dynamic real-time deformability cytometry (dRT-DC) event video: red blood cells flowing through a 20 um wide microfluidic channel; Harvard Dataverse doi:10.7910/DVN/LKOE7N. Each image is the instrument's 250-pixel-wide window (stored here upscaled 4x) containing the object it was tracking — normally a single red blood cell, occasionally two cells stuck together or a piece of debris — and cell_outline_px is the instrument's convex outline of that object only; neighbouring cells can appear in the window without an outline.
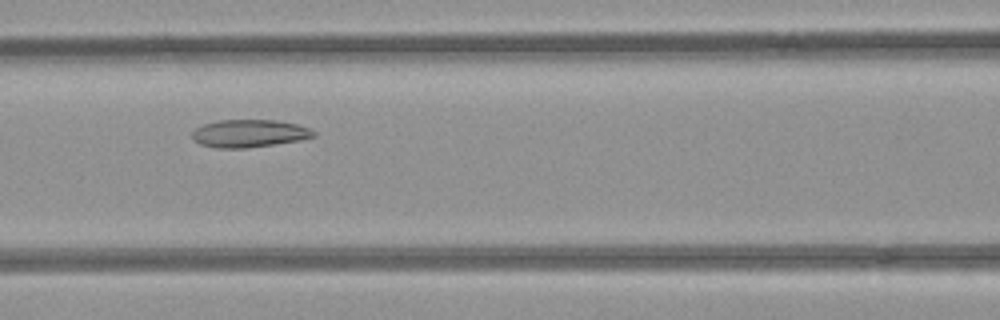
{"species": "common noctule bat (a hibernating species)", "species_latin": "Nyctalus noctula", "temperature_condition": "room temperature", "stored_images_in_passage": 6, "camera_frame_rate_fps": 3000, "um_per_image_px": 0.085, "animal": {"sex": "female", "body_mass_g": 21.9}, "frame": {"image": 1, "passage_image": 3, "time_ms": 0.667, "image_size_px": [1000, 320], "cell_outline_px": [[316, 136], [300, 140], [244, 148], [216, 148], [200, 144], [192, 140], [192, 132], [196, 128], [204, 124], [220, 120], [276, 120], [296, 124], [308, 128], [316, 132]], "centroid_in_image_um": [21.16, 11.34], "position_along_channel_um": 145.4, "area_um2": 19.48}}
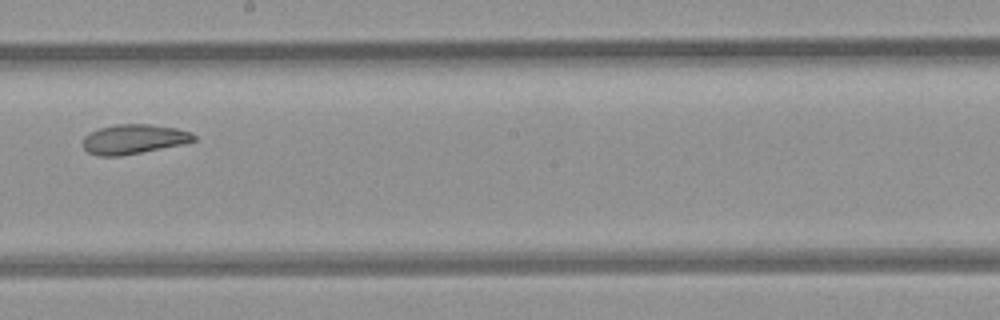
{"frame": {"image": 2, "passage_image": 5, "time_ms": 1.333, "image_size_px": [1000, 320], "cell_outline_px": [[196, 140], [180, 144], [120, 156], [96, 156], [88, 152], [84, 148], [84, 136], [100, 128], [116, 124], [152, 124], [176, 128], [188, 132], [196, 136]], "centroid_in_image_um": [11.34, 11.82], "position_along_channel_um": 236.9, "area_um2": 18.79}}
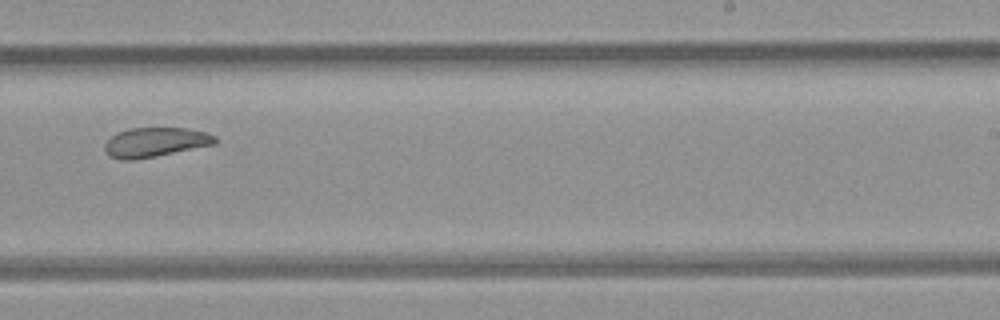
{"frame": {"image": 3, "passage_image": 6, "time_ms": 1.667, "image_size_px": [1000, 320], "cell_outline_px": [[216, 144], [156, 156], [132, 160], [124, 160], [112, 156], [104, 152], [104, 144], [116, 132], [128, 128], [188, 128], [204, 132], [216, 136]], "centroid_in_image_um": [13.18, 12.08], "position_along_channel_um": 275.8, "area_um2": 18.9}}